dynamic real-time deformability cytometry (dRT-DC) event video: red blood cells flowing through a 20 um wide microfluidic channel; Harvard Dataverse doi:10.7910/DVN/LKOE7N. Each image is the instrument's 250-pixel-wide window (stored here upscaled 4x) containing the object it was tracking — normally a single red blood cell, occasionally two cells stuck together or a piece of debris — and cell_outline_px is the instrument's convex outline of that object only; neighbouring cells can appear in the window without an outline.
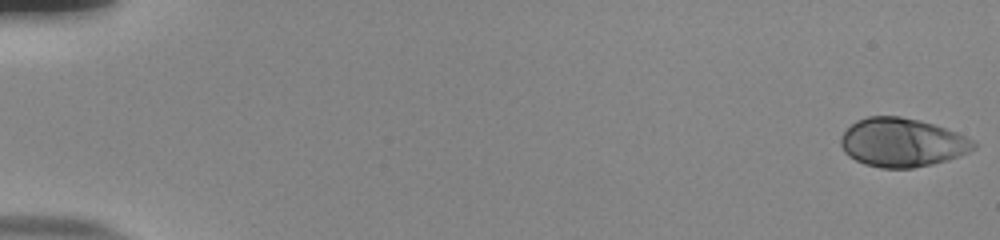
{"species": "human", "species_latin": "Homo sapiens", "temperature_condition": "room temperature", "stored_images_in_passage": 55, "camera_frame_rate_fps": 3000, "um_per_image_px": 0.085, "donor": {"sex": "male"}, "frame": {"image": 1, "passage_image": 1, "time_ms": 0.0, "image_size_px": [1000, 240], "cell_outline_px": [[976, 148], [968, 152], [948, 160], [932, 164], [912, 168], [880, 168], [864, 164], [848, 156], [844, 152], [840, 144], [840, 136], [856, 120], [868, 116], [900, 116], [920, 120], [956, 132], [976, 140]], "centroid_in_image_um": [76.67, 12.11], "position_along_channel_um": 8.3, "area_um2": 37.86}}
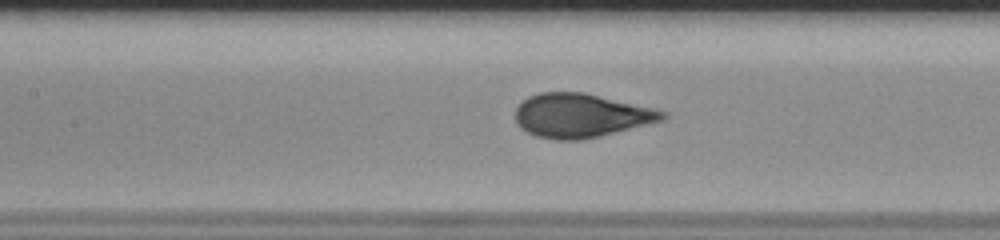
{"frame": {"image": 2, "passage_image": 27, "time_ms": 8.667, "image_size_px": [1000, 240], "cell_outline_px": [[668, 116], [664, 120], [600, 136], [580, 140], [556, 140], [536, 136], [520, 128], [516, 124], [516, 108], [528, 96], [540, 92], [584, 92], [656, 108], [668, 112]], "centroid_in_image_um": [49.4, 9.81], "position_along_channel_um": 158.0, "area_um2": 37.86}}
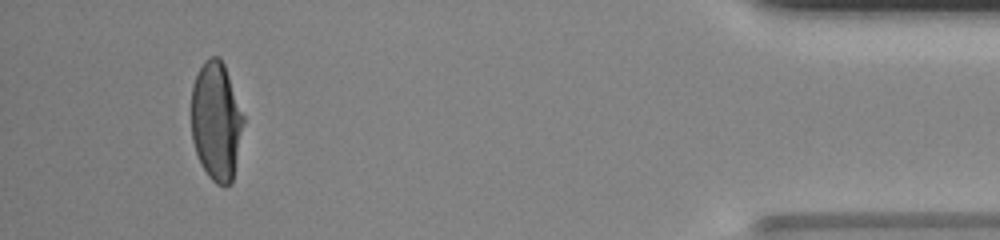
{"frame": {"image": 3, "passage_image": 52, "time_ms": 17.0, "image_size_px": [1000, 240], "cell_outline_px": [[244, 120], [232, 184], [216, 184], [208, 176], [200, 164], [192, 140], [192, 84], [204, 60], [208, 56], [220, 56], [224, 64], [244, 116]], "centroid_in_image_um": [18.37, 10.28], "position_along_channel_um": 416.8, "area_um2": 35.95}, "authors_computed_cell_mechanics": {"area_um2": 37.57, "velocity_mm_per_s": 3.7925, "shape_relaxation_time_tau1_ms": 5.1734, "shape_relaxation_time_tau2_ms": null, "deformation_change_tau1": 0.2336, "deformation_change_tau2": null}}